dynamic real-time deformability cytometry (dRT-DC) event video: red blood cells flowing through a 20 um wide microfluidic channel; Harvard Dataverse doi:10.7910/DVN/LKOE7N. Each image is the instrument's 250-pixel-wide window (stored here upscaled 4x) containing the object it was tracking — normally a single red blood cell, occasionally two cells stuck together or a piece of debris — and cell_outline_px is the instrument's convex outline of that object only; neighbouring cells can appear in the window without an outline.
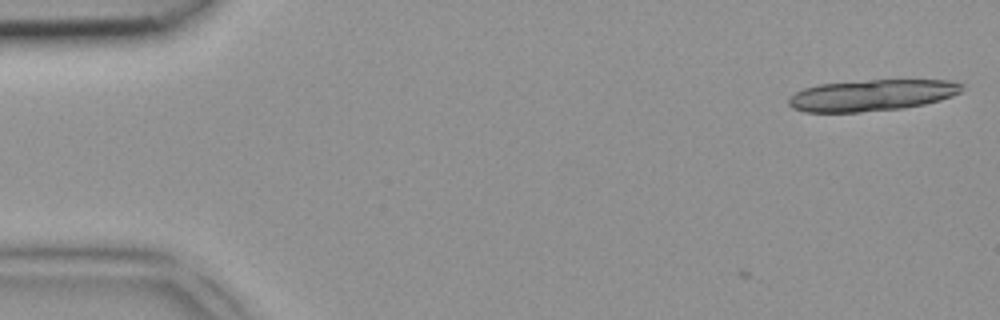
{"species": "common noctule bat (a hibernating species)", "species_latin": "Nyctalus noctula", "temperature_condition": "room temperature", "stored_images_in_passage": 2, "camera_frame_rate_fps": 3000, "um_per_image_px": 0.085, "animal": {"sex": "female", "body_mass_g": 18.4}, "frame": {"image": 1, "passage_image": 2, "time_ms": 0.333, "image_size_px": [1000, 320], "cell_outline_px": [[964, 84], [960, 92], [952, 96], [940, 100], [924, 104], [904, 108], [860, 112], [804, 112], [792, 108], [788, 104], [788, 100], [796, 92], [804, 88], [820, 84], [872, 80], [948, 80]], "centroid_in_image_um": [74.11, 8.1], "position_along_channel_um": 10.9, "area_um2": 31.56}}